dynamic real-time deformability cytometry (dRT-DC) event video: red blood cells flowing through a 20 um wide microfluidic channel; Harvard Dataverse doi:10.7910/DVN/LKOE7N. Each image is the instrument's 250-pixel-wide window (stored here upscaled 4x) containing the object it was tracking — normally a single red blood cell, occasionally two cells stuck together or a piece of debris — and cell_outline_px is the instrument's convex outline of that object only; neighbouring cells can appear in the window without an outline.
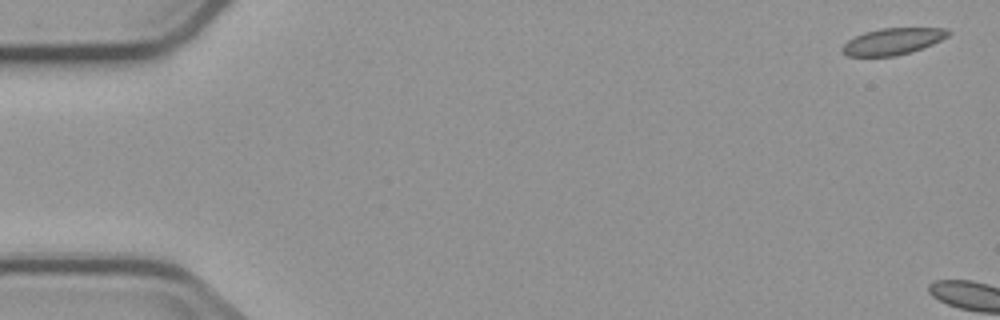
{"species": "common noctule bat (a hibernating species)", "species_latin": "Nyctalus noctula", "temperature_condition": "cold", "stored_images_in_passage": 3, "camera_frame_rate_fps": 3000, "um_per_image_px": 0.085, "animal": {"sex": "male", "body_mass_g": 23.1, "forearm_length_mm": 52.7}, "frame": {"image": 1, "passage_image": 1, "time_ms": 0.0, "image_size_px": [1000, 320], "cell_outline_px": [[952, 32], [948, 36], [932, 44], [896, 56], [848, 56], [840, 52], [840, 48], [848, 40], [864, 32], [880, 28], [948, 28]], "centroid_in_image_um": [75.86, 3.51], "position_along_channel_um": 9.1, "area_um2": 16.36}}